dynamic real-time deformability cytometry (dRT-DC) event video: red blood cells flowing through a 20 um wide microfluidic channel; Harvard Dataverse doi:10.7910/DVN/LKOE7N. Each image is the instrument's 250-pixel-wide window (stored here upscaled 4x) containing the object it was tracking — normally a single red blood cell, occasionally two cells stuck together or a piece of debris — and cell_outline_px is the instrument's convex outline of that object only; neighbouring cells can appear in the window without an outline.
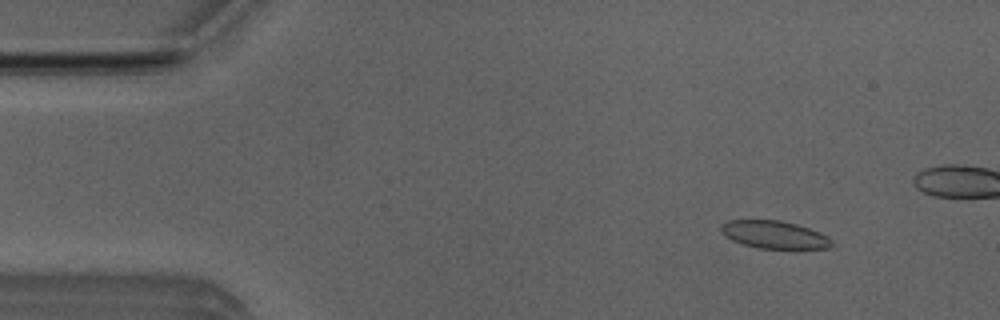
{"species": "Egyptian fruit bat (a non-hibernating species)", "species_latin": "Rousettus aegyptiacus", "temperature_condition": "room temperature", "stored_images_in_passage": 54, "camera_frame_rate_fps": 3000, "um_per_image_px": 0.085, "animal": {"sex": "male"}, "frame": {"image": 1, "passage_image": 6, "time_ms": 1.667, "image_size_px": [1000, 320], "cell_outline_px": [[836, 244], [828, 248], [756, 248], [732, 240], [724, 236], [720, 232], [720, 224], [728, 220], [780, 220], [796, 224], [820, 232], [828, 236]], "centroid_in_image_um": [65.8, 19.94], "position_along_channel_um": 19.2, "area_um2": 17.98}}
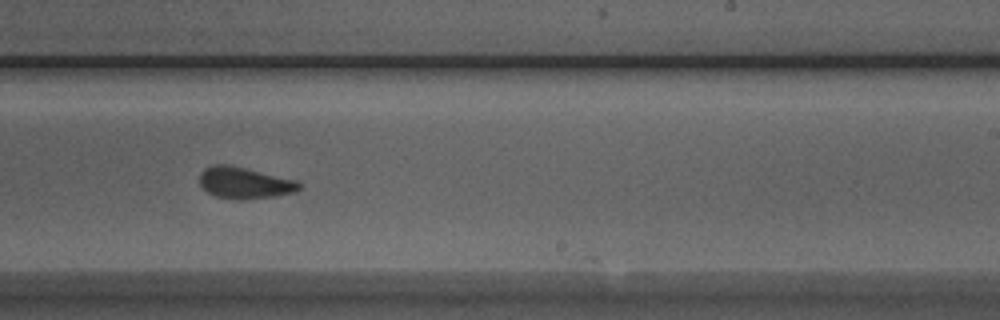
{"frame": {"image": 2, "passage_image": 32, "time_ms": 10.333, "image_size_px": [1000, 320], "cell_outline_px": [[300, 188], [296, 192], [276, 196], [244, 200], [236, 200], [216, 196], [208, 192], [200, 184], [200, 172], [204, 168], [212, 164], [224, 164], [244, 168], [296, 180], [300, 184]], "centroid_in_image_um": [20.77, 15.55], "position_along_channel_um": 268.2, "area_um2": 18.21}}
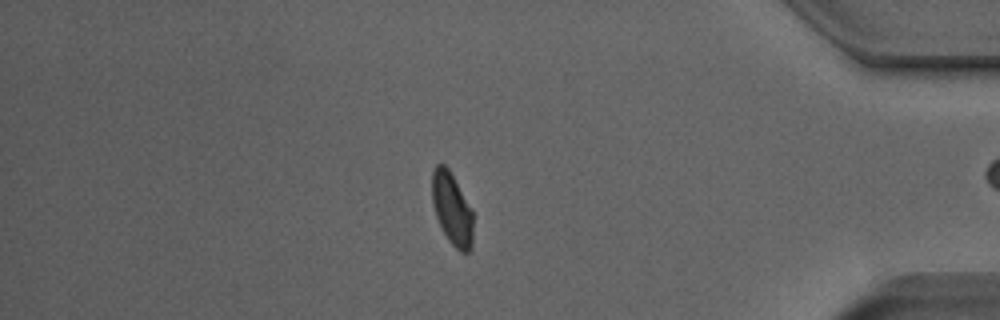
{"frame": {"image": 3, "passage_image": 45, "time_ms": 14.667, "image_size_px": [1000, 320], "cell_outline_px": [[472, 248], [468, 252], [460, 252], [448, 240], [436, 216], [432, 200], [432, 172], [436, 164], [444, 164], [448, 168], [472, 212]], "centroid_in_image_um": [38.4, 17.77], "position_along_channel_um": 396.8, "area_um2": 16.82}, "authors_computed_cell_mechanics": {"area_um2": 18.2937, "velocity_mm_per_s": 3.8431, "shape_relaxation_time_tau1_ms": null, "shape_relaxation_time_tau2_ms": 1.5022, "deformation_change_tau1": null, "deformation_change_tau2": 0.0641}}